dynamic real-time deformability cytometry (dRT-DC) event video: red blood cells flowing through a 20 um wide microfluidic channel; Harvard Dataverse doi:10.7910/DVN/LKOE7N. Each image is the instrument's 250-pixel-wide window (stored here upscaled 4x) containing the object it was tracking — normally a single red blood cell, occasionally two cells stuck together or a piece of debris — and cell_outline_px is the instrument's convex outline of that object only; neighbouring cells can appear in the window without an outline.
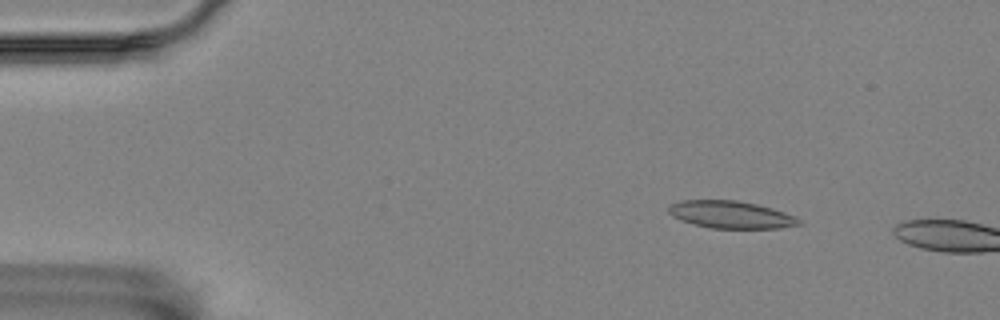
{"species": "Egyptian fruit bat (a non-hibernating species)", "species_latin": "Rousettus aegyptiacus", "temperature_condition": "room temperature", "stored_images_in_passage": 5, "segment_of_instrument_passage": [1, 2], "camera_frame_rate_fps": 3000, "um_per_image_px": 0.085, "animal": {"sex": "female"}, "frame": {"image": 1, "passage_image": 2, "time_ms": 0.333, "image_size_px": [1000, 320], "cell_outline_px": [[804, 224], [780, 228], [708, 228], [692, 224], [680, 220], [672, 216], [668, 212], [668, 208], [672, 204], [680, 200], [736, 200], [756, 204], [772, 208], [796, 216]], "centroid_in_image_um": [62.13, 18.25], "position_along_channel_um": 22.9, "area_um2": 20.92}}